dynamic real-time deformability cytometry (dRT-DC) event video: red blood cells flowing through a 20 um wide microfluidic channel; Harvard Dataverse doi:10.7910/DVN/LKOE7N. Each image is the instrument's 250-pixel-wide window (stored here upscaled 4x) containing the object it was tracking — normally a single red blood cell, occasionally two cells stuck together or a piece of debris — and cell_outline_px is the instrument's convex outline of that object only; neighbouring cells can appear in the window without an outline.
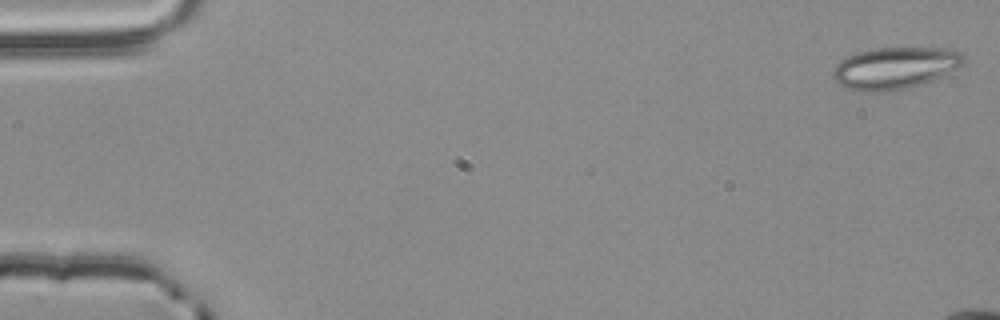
{"species": "common noctule bat (a hibernating species)", "species_latin": "Nyctalus noctula", "temperature_condition": "room temperature", "stored_images_in_passage": 11, "camera_frame_rate_fps": 3000, "um_per_image_px": 0.085, "animal": {"sex": "male", "body_mass_g": 20.4}, "frame": {"image": 1, "passage_image": 1, "time_ms": 0.0, "image_size_px": [1000, 320], "cell_outline_px": [[968, 60], [964, 64], [940, 76], [920, 84], [888, 92], [864, 92], [848, 88], [832, 80], [832, 72], [836, 64], [840, 60], [856, 52], [872, 48], [956, 48], [964, 52]], "centroid_in_image_um": [76.09, 5.76], "position_along_channel_um": 8.9, "area_um2": 32.25}}